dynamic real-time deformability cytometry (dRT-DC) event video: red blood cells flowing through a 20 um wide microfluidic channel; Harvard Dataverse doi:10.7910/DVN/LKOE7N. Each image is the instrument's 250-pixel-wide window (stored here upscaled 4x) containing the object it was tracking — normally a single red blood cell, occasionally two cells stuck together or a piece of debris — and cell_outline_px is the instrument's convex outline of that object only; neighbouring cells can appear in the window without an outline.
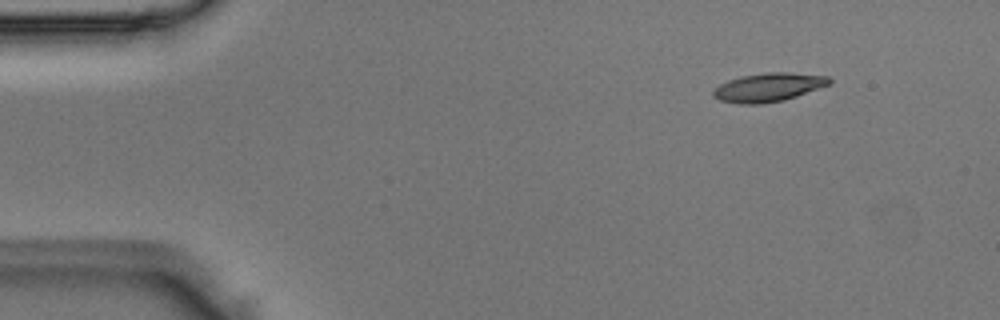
{"species": "Egyptian fruit bat (a non-hibernating species)", "species_latin": "Rousettus aegyptiacus", "temperature_condition": "room temperature", "stored_images_in_passage": 5, "segment_of_instrument_passage": [1, 2], "camera_frame_rate_fps": 3000, "um_per_image_px": 0.085, "animal": {"sex": "male"}, "frame": {"image": 1, "passage_image": 2, "time_ms": 0.333, "image_size_px": [1000, 320], "cell_outline_px": [[832, 84], [784, 100], [760, 104], [740, 104], [720, 100], [712, 96], [712, 88], [728, 80], [740, 76], [768, 72], [788, 72], [828, 76], [832, 80]], "centroid_in_image_um": [65.3, 7.42], "position_along_channel_um": 19.7, "area_um2": 19.54}}